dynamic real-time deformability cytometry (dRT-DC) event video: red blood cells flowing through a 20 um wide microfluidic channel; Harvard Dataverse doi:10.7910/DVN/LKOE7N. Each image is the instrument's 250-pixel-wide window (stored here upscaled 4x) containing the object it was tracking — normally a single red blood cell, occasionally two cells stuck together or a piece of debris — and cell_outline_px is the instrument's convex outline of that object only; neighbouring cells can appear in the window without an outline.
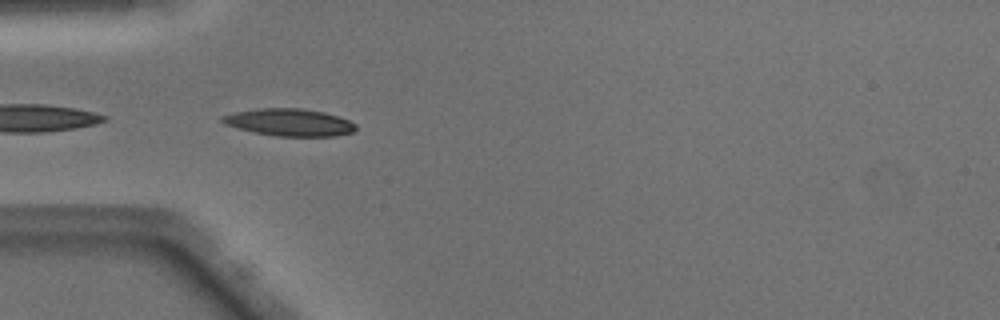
{"species": "Egyptian fruit bat (a non-hibernating species)", "species_latin": "Rousettus aegyptiacus", "temperature_condition": "warm", "stored_images_in_passage": 5, "camera_frame_rate_fps": 3000, "um_per_image_px": 0.085, "animal": {"sex": "male"}, "frame": {"image": 1, "passage_image": 1, "time_ms": 0.0, "image_size_px": [1000, 320], "cell_outline_px": [[356, 128], [352, 132], [336, 136], [276, 136], [256, 132], [224, 124], [220, 120], [220, 116], [236, 112], [260, 108], [300, 108], [324, 112], [348, 120], [356, 124]], "centroid_in_image_um": [24.6, 10.4], "position_along_channel_um": 60.4, "area_um2": 20.98}}